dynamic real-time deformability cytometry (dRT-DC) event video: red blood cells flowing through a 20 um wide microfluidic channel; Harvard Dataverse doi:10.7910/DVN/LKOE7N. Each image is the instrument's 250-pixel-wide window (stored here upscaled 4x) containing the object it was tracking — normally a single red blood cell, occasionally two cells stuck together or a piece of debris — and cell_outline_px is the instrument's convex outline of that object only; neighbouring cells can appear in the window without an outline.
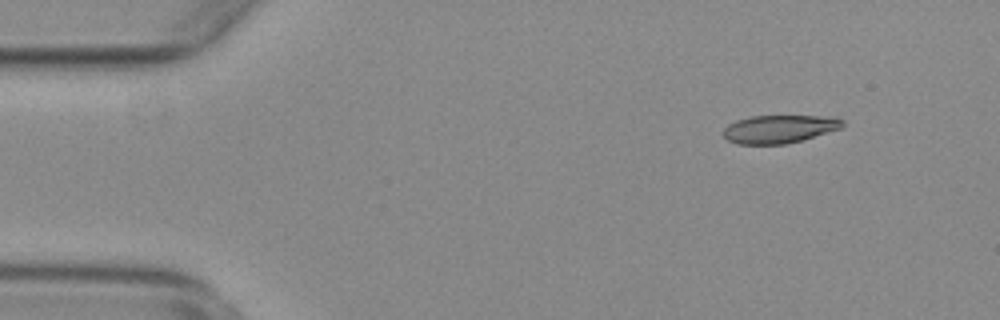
{"species": "common noctule bat (a hibernating species)", "species_latin": "Nyctalus noctula", "temperature_condition": "warm", "stored_images_in_passage": 55, "camera_frame_rate_fps": 3000, "um_per_image_px": 0.085, "animal": {"sex": "female", "body_mass_g": 29.2, "forearm_length_mm": 56.3}, "frame": {"image": 1, "passage_image": 6, "time_ms": 1.667, "image_size_px": [1000, 320], "cell_outline_px": [[844, 124], [840, 128], [804, 140], [784, 144], [736, 144], [728, 140], [724, 136], [724, 128], [728, 124], [736, 120], [752, 116], [836, 116], [844, 120]], "centroid_in_image_um": [66.26, 10.96], "position_along_channel_um": 18.7, "area_um2": 19.59}}
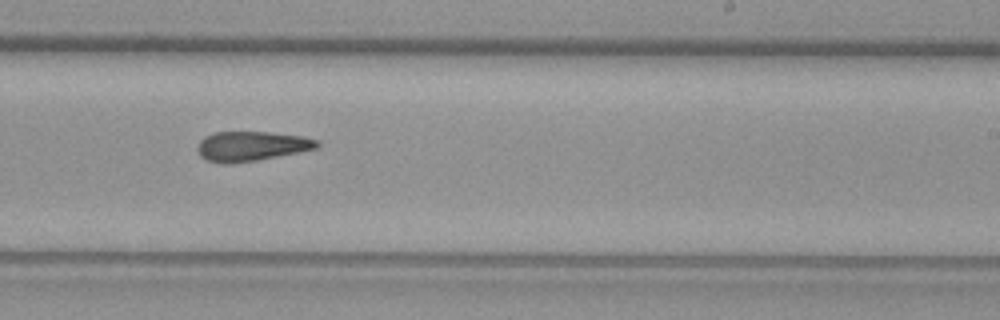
{"frame": {"image": 2, "passage_image": 33, "time_ms": 10.667, "image_size_px": [1000, 320], "cell_outline_px": [[320, 144], [316, 148], [256, 160], [232, 164], [220, 164], [204, 160], [200, 156], [196, 148], [200, 140], [204, 136], [216, 132], [268, 132], [300, 136], [320, 140]], "centroid_in_image_um": [21.3, 12.43], "position_along_channel_um": 267.7, "area_um2": 20.69}}
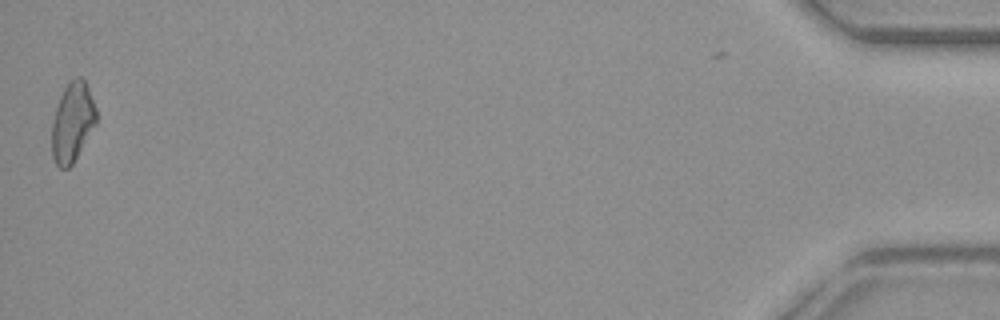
{"frame": {"image": 3, "passage_image": 54, "time_ms": 17.667, "image_size_px": [1000, 320], "cell_outline_px": [[96, 124], [72, 164], [68, 168], [60, 168], [56, 164], [52, 156], [52, 124], [56, 108], [60, 96], [68, 80], [76, 76], [80, 76], [84, 80], [88, 88], [96, 108]], "centroid_in_image_um": [6.15, 10.36], "position_along_channel_um": 429.0, "area_um2": 20.46}, "authors_computed_cell_mechanics": {"area_um2": 20.7502, "velocity_mm_per_s": 3.7787, "shape_relaxation_time_tau1_ms": null, "shape_relaxation_time_tau2_ms": 5.6779, "deformation_change_tau1": null, "deformation_change_tau2": 0.1711}}